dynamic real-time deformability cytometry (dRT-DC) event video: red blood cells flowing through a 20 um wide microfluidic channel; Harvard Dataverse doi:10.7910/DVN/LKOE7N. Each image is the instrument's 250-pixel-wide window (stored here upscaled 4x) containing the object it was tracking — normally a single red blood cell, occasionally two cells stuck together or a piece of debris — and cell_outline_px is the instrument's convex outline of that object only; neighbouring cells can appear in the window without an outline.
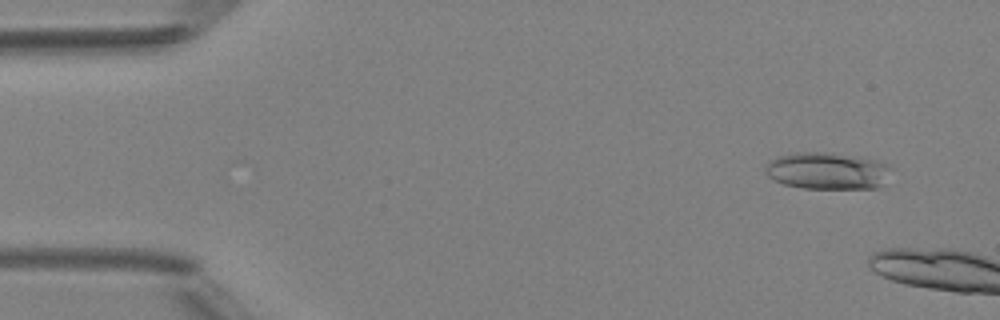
{"species": "Egyptian fruit bat (a non-hibernating species)", "species_latin": "Rousettus aegyptiacus", "temperature_condition": "room temperature", "stored_images_in_passage": 6, "camera_frame_rate_fps": 3000, "um_per_image_px": 0.085, "animal": {"sex": "female"}, "frame": {"image": 1, "passage_image": 3, "time_ms": 0.667, "image_size_px": [1000, 320], "cell_outline_px": [[892, 168], [880, 188], [800, 188], [784, 184], [768, 176], [764, 172], [764, 164], [776, 156], [796, 152], [828, 152], [856, 156], [880, 160], [888, 164]], "centroid_in_image_um": [70.31, 14.5], "position_along_channel_um": 14.7, "area_um2": 27.46}}